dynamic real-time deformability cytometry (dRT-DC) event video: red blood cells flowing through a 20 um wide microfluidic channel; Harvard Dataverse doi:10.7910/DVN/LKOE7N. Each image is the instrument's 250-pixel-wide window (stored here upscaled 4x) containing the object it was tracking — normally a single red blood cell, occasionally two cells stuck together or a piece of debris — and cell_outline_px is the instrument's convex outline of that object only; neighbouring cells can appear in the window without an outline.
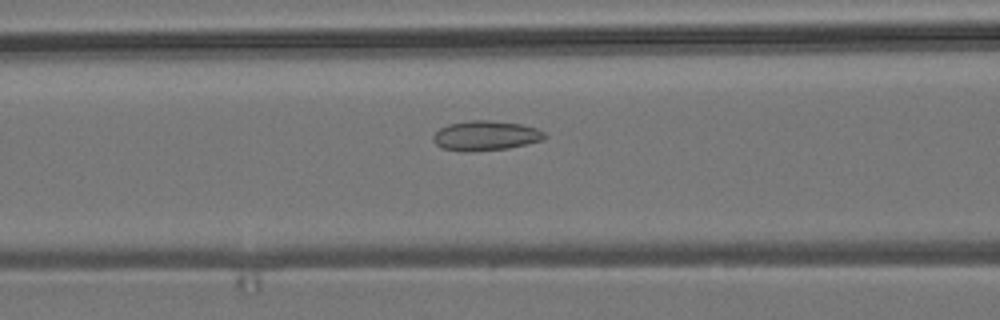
{"species": "common noctule bat (a hibernating species)", "species_latin": "Nyctalus noctula", "temperature_condition": "room temperature", "stored_images_in_passage": 52, "camera_frame_rate_fps": 3000, "um_per_image_px": 0.085, "animal": {"sex": "male", "body_mass_g": 19.2, "forearm_length_mm": 51.8}, "frame": {"image": 1, "passage_image": 21, "time_ms": 6.667, "image_size_px": [1000, 320], "cell_outline_px": [[548, 136], [544, 140], [508, 148], [464, 152], [460, 152], [444, 148], [436, 144], [432, 140], [432, 136], [440, 128], [448, 124], [468, 120], [492, 120], [524, 124], [536, 128], [544, 132]], "centroid_in_image_um": [41.29, 11.52], "position_along_channel_um": 125.3, "area_um2": 19.54}}
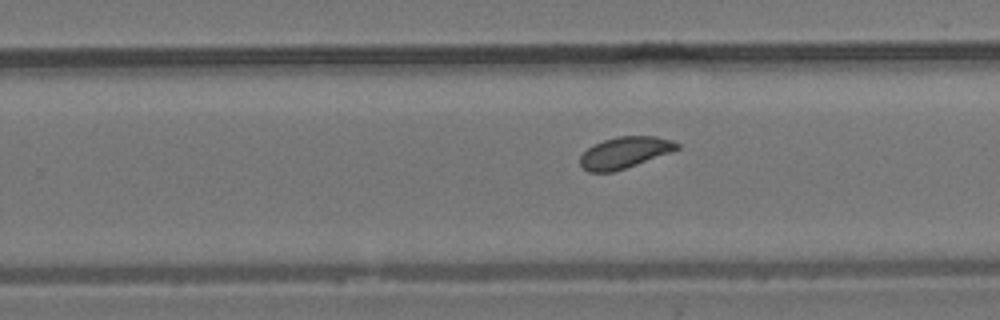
{"frame": {"image": 2, "passage_image": 33, "time_ms": 10.667, "image_size_px": [1000, 320], "cell_outline_px": [[680, 148], [672, 152], [612, 172], [588, 172], [580, 164], [580, 156], [588, 148], [604, 140], [620, 136], [656, 136], [672, 140], [680, 144]], "centroid_in_image_um": [53.13, 12.96], "position_along_channel_um": 276.7, "area_um2": 17.51}}
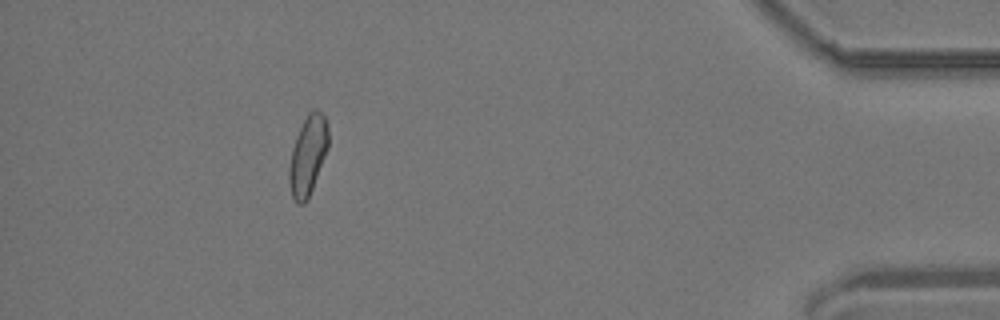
{"frame": {"image": 3, "passage_image": 48, "time_ms": 15.667, "image_size_px": [1000, 320], "cell_outline_px": [[328, 148], [308, 200], [304, 204], [296, 204], [292, 196], [288, 180], [288, 168], [292, 148], [296, 136], [308, 112], [312, 108], [316, 108], [324, 116], [328, 124]], "centroid_in_image_um": [26.16, 13.22], "position_along_channel_um": 409.0, "area_um2": 18.32}}